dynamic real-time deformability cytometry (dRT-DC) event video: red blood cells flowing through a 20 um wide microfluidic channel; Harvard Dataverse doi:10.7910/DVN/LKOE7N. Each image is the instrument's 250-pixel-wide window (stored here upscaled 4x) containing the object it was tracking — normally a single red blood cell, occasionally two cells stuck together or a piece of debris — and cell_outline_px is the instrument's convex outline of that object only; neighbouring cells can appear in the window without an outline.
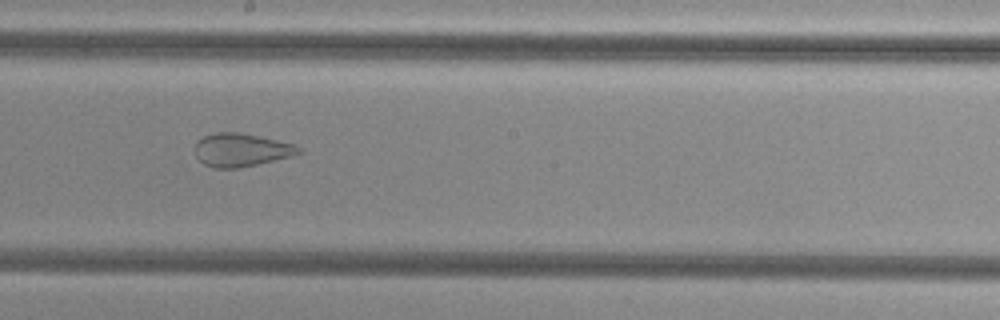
{"species": "common noctule bat (a hibernating species)", "species_latin": "Nyctalus noctula", "temperature_condition": "cold", "stored_images_in_passage": 54, "camera_frame_rate_fps": 3000, "um_per_image_px": 0.085, "animal": {"sex": "female", "body_mass_g": 29.2, "forearm_length_mm": 56.3}, "frame": {"image": 1, "passage_image": 31, "time_ms": 10.0, "image_size_px": [1000, 320], "cell_outline_px": [[304, 152], [292, 156], [256, 164], [236, 168], [216, 168], [204, 164], [196, 156], [196, 140], [204, 136], [216, 132], [240, 132], [296, 144]], "centroid_in_image_um": [20.52, 12.73], "position_along_channel_um": 227.7, "area_um2": 20.0}}
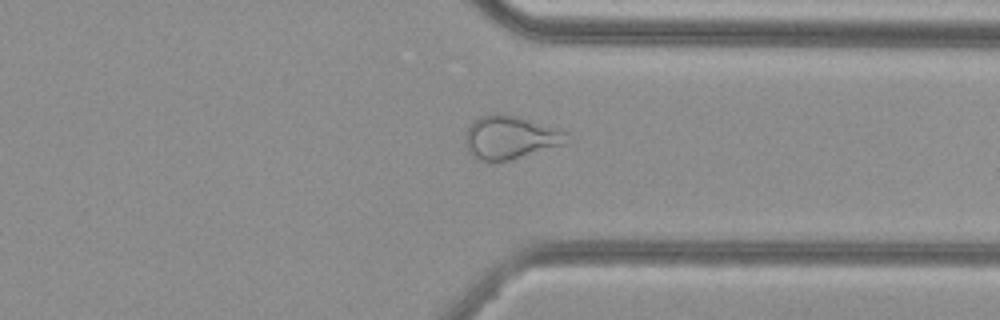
{"frame": {"image": 2, "passage_image": 42, "time_ms": 13.667, "image_size_px": [1000, 320], "cell_outline_px": [[568, 132], [564, 144], [508, 160], [488, 164], [472, 156], [468, 152], [464, 144], [464, 140], [468, 128], [480, 116], [492, 112], [504, 112]], "centroid_in_image_um": [43.29, 11.68], "position_along_channel_um": 368.1, "area_um2": 25.66}}
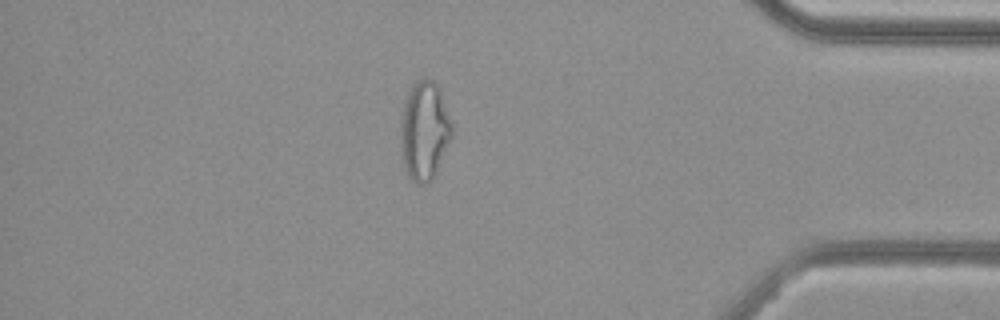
{"frame": {"image": 3, "passage_image": 47, "time_ms": 15.333, "image_size_px": [1000, 320], "cell_outline_px": [[452, 136], [436, 172], [432, 180], [428, 184], [416, 184], [408, 176], [404, 168], [400, 144], [404, 100], [408, 92], [424, 76], [432, 80], [440, 88], [452, 124]], "centroid_in_image_um": [36.08, 11.14], "position_along_channel_um": 399.1, "area_um2": 29.42}, "authors_computed_cell_mechanics": {"area_um2": 29.1023, "velocity_mm_per_s": 3.8317, "shape_relaxation_time_tau1_ms": null, "shape_relaxation_time_tau2_ms": 1.1399, "deformation_change_tau1": null, "deformation_change_tau2": 0.0791}}